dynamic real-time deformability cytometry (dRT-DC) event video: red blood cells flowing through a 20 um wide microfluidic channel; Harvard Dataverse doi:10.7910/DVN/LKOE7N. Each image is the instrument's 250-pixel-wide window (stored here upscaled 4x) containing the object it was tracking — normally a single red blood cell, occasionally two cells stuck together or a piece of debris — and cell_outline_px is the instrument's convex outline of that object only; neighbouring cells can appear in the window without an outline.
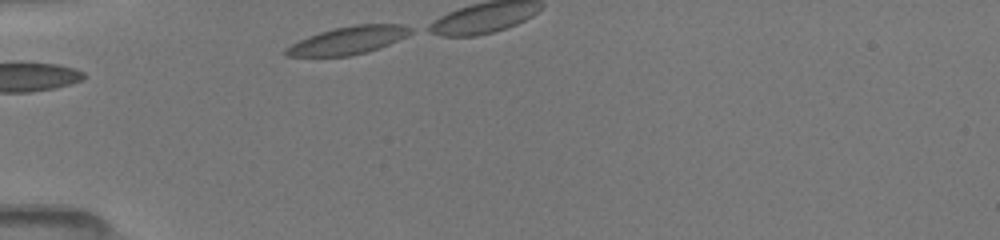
{"species": "common noctule bat (a hibernating species)", "species_latin": "Nyctalus noctula", "temperature_condition": "room temperature", "stored_images_in_passage": 5, "camera_frame_rate_fps": 3000, "um_per_image_px": 0.085, "animal": {"sex": "female", "body_mass_g": 19.5, "forearm_length_mm": 54.1}, "frame": {"image": 1, "passage_image": 1, "time_ms": 0.0, "image_size_px": [1000, 240], "cell_outline_px": [[412, 32], [380, 48], [352, 56], [284, 56], [284, 48], [308, 36], [320, 32], [336, 28], [356, 24], [400, 24], [412, 28]], "centroid_in_image_um": [29.56, 3.43], "position_along_channel_um": 55.4, "area_um2": 19.94}}
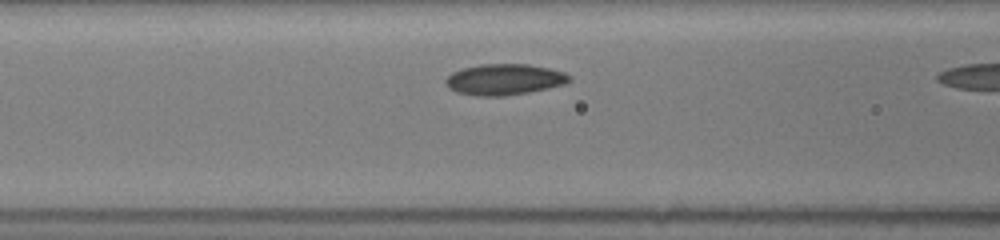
{"frame": {"image": 2, "passage_image": 4, "time_ms": 1.0, "image_size_px": [1000, 240], "cell_outline_px": [[572, 80], [564, 84], [548, 88], [528, 92], [504, 96], [476, 96], [456, 92], [448, 88], [444, 84], [444, 80], [452, 72], [464, 68], [480, 64], [528, 64], [548, 68], [564, 72], [572, 76]], "centroid_in_image_um": [42.85, 6.76], "position_along_channel_um": 123.7, "area_um2": 22.48}}